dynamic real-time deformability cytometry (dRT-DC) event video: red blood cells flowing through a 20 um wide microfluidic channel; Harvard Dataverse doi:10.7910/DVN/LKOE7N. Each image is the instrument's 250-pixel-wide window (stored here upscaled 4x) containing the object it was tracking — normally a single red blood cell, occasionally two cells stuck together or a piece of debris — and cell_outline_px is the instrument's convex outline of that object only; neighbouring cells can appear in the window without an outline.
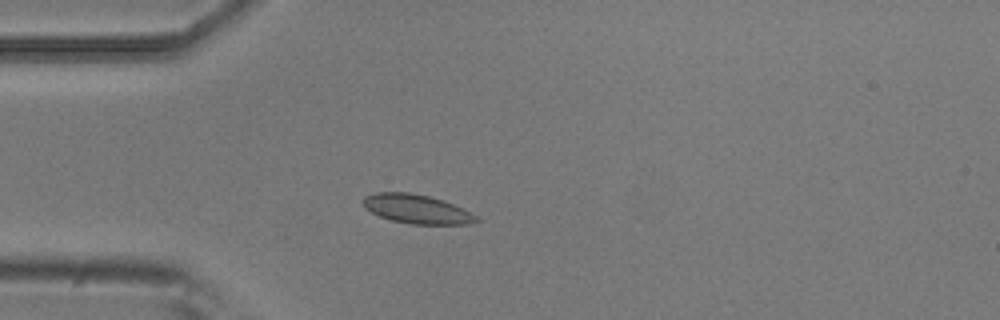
{"species": "common noctule bat (a hibernating species)", "species_latin": "Nyctalus noctula", "temperature_condition": "room temperature", "stored_images_in_passage": 2, "camera_frame_rate_fps": 3000, "um_per_image_px": 0.085, "animal": {"sex": "male", "body_mass_g": 20.5, "forearm_length_mm": 52.5}, "frame": {"image": 1, "passage_image": 2, "time_ms": 0.333, "image_size_px": [1000, 320], "cell_outline_px": [[480, 220], [472, 224], [412, 224], [392, 220], [380, 216], [364, 208], [364, 196], [376, 192], [408, 192], [428, 196], [444, 200], [464, 208], [476, 216]], "centroid_in_image_um": [35.45, 17.76], "position_along_channel_um": 49.5, "area_um2": 19.13}}